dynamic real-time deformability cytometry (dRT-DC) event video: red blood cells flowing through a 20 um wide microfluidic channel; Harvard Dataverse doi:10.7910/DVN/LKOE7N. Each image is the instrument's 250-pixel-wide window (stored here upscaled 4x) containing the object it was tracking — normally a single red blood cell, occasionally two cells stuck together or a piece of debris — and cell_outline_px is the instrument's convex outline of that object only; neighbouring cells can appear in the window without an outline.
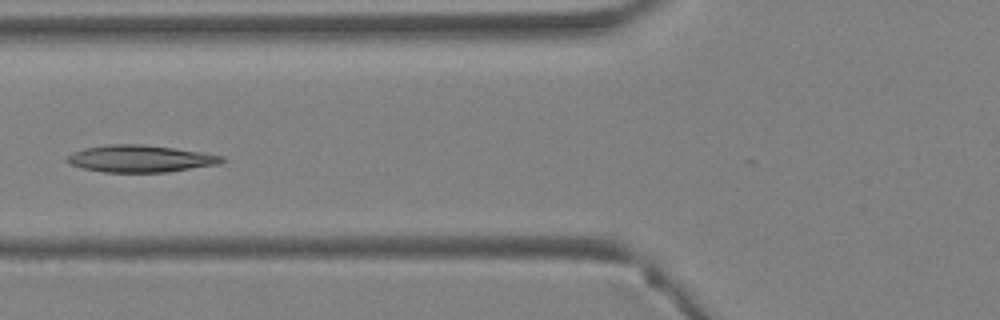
{"species": "Egyptian fruit bat (a non-hibernating species)", "species_latin": "Rousettus aegyptiacus", "temperature_condition": "warm", "stored_images_in_passage": 6, "camera_frame_rate_fps": 3000, "um_per_image_px": 0.085, "animal": {"sex": "female"}, "frame": {"image": 1, "passage_image": 4, "time_ms": 1.0, "image_size_px": [1000, 320], "cell_outline_px": [[228, 160], [220, 164], [168, 172], [104, 172], [84, 168], [72, 164], [68, 160], [68, 156], [72, 152], [84, 148], [108, 144], [140, 144], [172, 148], [200, 152], [224, 156]], "centroid_in_image_um": [11.98, 13.49], "position_along_channel_um": 113.8, "area_um2": 24.22}}